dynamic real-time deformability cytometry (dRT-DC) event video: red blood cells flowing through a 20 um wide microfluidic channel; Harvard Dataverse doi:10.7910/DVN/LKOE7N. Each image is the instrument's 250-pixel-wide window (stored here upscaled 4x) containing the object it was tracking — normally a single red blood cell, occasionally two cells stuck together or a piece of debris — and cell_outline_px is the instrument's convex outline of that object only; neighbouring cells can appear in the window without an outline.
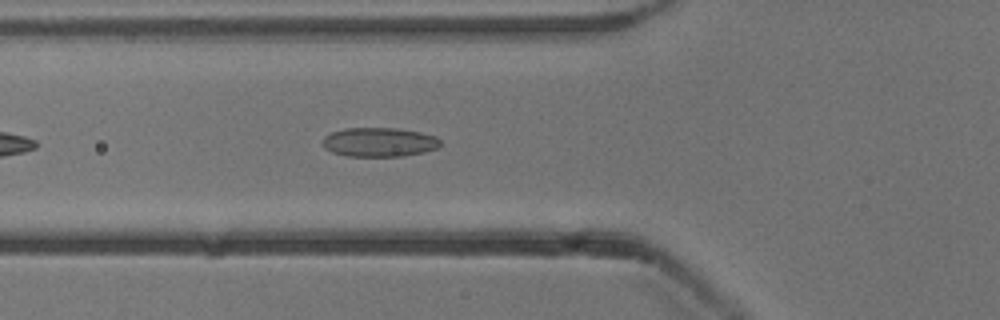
{"species": "common noctule bat (a hibernating species)", "species_latin": "Nyctalus noctula", "temperature_condition": "cold", "stored_images_in_passage": 20, "camera_frame_rate_fps": 3000, "um_per_image_px": 0.085, "animal": {"sex": "male", "body_mass_g": 13.3}, "frame": {"image": 1, "passage_image": 6, "time_ms": 1.667, "image_size_px": [1000, 320], "cell_outline_px": [[440, 144], [436, 148], [424, 152], [400, 156], [348, 156], [332, 152], [324, 148], [320, 144], [324, 136], [332, 132], [344, 128], [396, 128], [420, 132], [436, 136], [440, 140]], "centroid_in_image_um": [32.19, 12.08], "position_along_channel_um": 93.6, "area_um2": 20.06}}
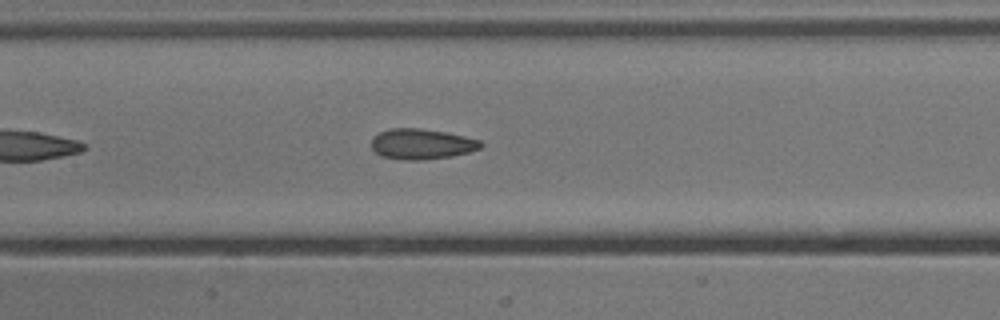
{"frame": {"image": 2, "passage_image": 12, "time_ms": 3.667, "image_size_px": [1000, 320], "cell_outline_px": [[484, 144], [480, 148], [468, 152], [452, 156], [424, 160], [400, 160], [380, 156], [372, 148], [372, 136], [388, 128], [420, 128], [444, 132], [464, 136], [480, 140]], "centroid_in_image_um": [35.81, 12.24], "position_along_channel_um": 171.6, "area_um2": 19.54}}
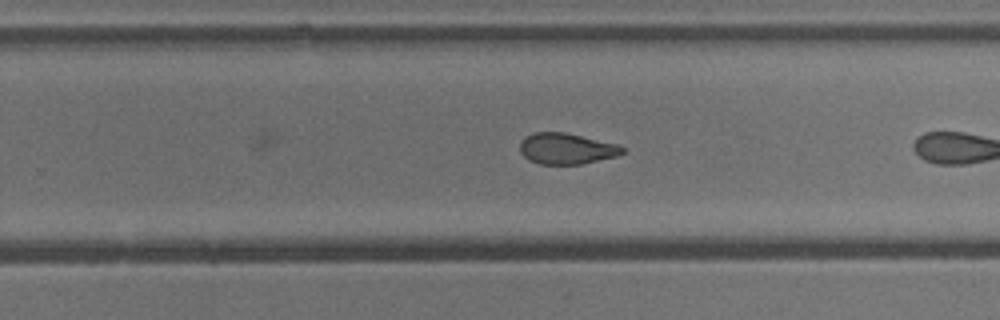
{"frame": {"image": 3, "passage_image": 18, "time_ms": 5.667, "image_size_px": [1000, 320], "cell_outline_px": [[624, 152], [616, 156], [580, 164], [540, 164], [528, 160], [520, 152], [520, 144], [532, 132], [564, 132], [616, 144], [624, 148]], "centroid_in_image_um": [48.13, 12.64], "position_along_channel_um": 281.7, "area_um2": 18.21}}